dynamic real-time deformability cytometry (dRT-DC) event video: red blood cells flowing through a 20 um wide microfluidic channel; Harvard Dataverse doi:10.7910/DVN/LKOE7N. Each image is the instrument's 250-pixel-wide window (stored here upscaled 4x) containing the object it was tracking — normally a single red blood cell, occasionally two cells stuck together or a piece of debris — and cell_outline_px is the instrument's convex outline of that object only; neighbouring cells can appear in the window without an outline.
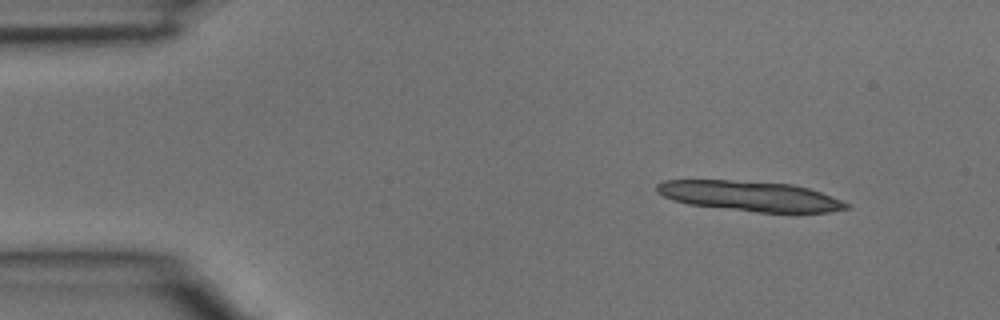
{"species": "common noctule bat (a hibernating species)", "species_latin": "Nyctalus noctula", "temperature_condition": "room temperature", "stored_images_in_passage": 4, "segment_of_instrument_passage": [1, 2], "camera_frame_rate_fps": 3000, "um_per_image_px": 0.085, "animal": {"sex": "male", "body_mass_g": 15.6}, "frame": {"image": 1, "passage_image": 1, "time_ms": 0.0, "image_size_px": [1000, 320], "cell_outline_px": [[848, 208], [828, 212], [760, 212], [688, 204], [672, 200], [656, 192], [656, 184], [664, 180], [728, 180], [792, 184], [808, 188], [820, 192], [840, 200], [848, 204]], "centroid_in_image_um": [63.69, 16.66], "position_along_channel_um": 21.3, "area_um2": 32.83}}